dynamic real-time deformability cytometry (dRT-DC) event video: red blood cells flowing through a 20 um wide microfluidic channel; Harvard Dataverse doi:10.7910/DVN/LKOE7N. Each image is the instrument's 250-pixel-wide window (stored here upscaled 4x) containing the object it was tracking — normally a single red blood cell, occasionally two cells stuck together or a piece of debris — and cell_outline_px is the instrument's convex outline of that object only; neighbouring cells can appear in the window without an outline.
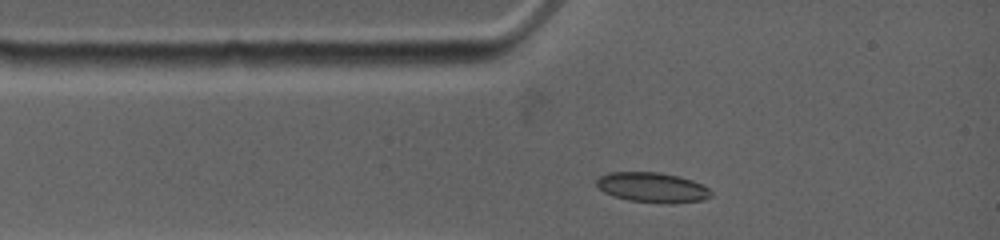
{"species": "common noctule bat (a hibernating species)", "species_latin": "Nyctalus noctula", "temperature_condition": "warm", "stored_images_in_passage": 2, "camera_frame_rate_fps": 4500, "um_per_image_px": 0.085, "animal": {"sex": "female", "body_mass_g": 19.0, "forearm_length_mm": 53.3}, "frame": {"image": 1, "passage_image": 1, "time_ms": 0.0, "image_size_px": [1000, 240], "cell_outline_px": [[712, 196], [704, 200], [672, 204], [628, 200], [604, 192], [596, 184], [596, 180], [600, 176], [608, 172], [660, 172], [692, 180], [708, 188], [712, 192]], "centroid_in_image_um": [55.47, 15.93], "position_along_channel_um": 29.5, "area_um2": 19.94}}